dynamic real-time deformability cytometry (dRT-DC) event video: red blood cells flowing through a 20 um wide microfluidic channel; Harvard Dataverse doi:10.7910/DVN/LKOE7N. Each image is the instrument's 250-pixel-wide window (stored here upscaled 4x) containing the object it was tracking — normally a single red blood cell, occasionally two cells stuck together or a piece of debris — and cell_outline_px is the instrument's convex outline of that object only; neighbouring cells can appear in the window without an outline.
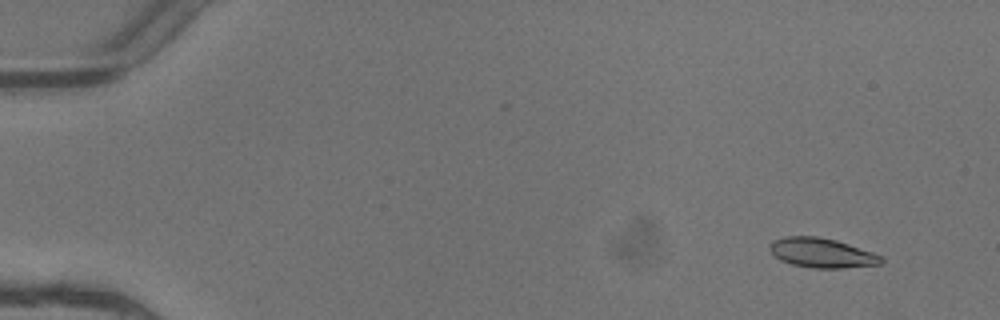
{"species": "common noctule bat (a hibernating species)", "species_latin": "Nyctalus noctula", "temperature_condition": "warm", "stored_images_in_passage": 6, "camera_frame_rate_fps": 3000, "um_per_image_px": 0.085, "animal": {"sex": "female"}, "frame": {"image": 1, "passage_image": 2, "time_ms": 0.333, "image_size_px": [1000, 320], "cell_outline_px": [[884, 260], [880, 264], [844, 268], [812, 268], [792, 264], [780, 260], [768, 248], [772, 240], [784, 236], [820, 236], [836, 240], [872, 252], [880, 256]], "centroid_in_image_um": [69.82, 21.49], "position_along_channel_um": 15.2, "area_um2": 19.19}}
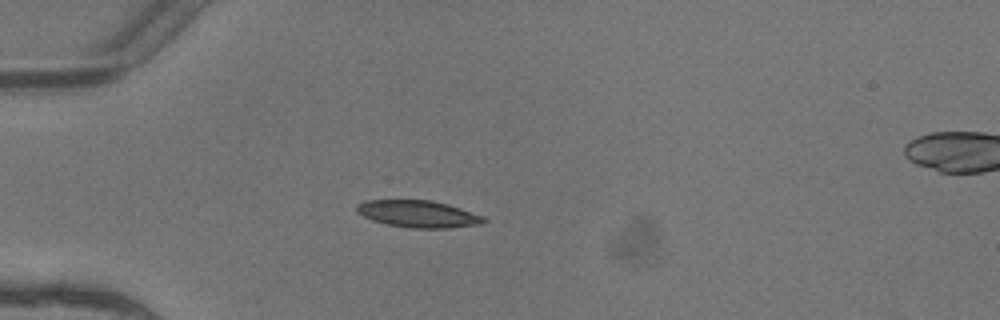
{"frame": {"image": 2, "passage_image": 5, "time_ms": 1.333, "image_size_px": [1000, 320], "cell_outline_px": [[488, 220], [484, 224], [448, 228], [412, 228], [388, 224], [372, 220], [356, 212], [356, 204], [364, 200], [428, 200], [448, 204], [484, 216]], "centroid_in_image_um": [35.56, 18.18], "position_along_channel_um": 49.4, "area_um2": 20.06}}